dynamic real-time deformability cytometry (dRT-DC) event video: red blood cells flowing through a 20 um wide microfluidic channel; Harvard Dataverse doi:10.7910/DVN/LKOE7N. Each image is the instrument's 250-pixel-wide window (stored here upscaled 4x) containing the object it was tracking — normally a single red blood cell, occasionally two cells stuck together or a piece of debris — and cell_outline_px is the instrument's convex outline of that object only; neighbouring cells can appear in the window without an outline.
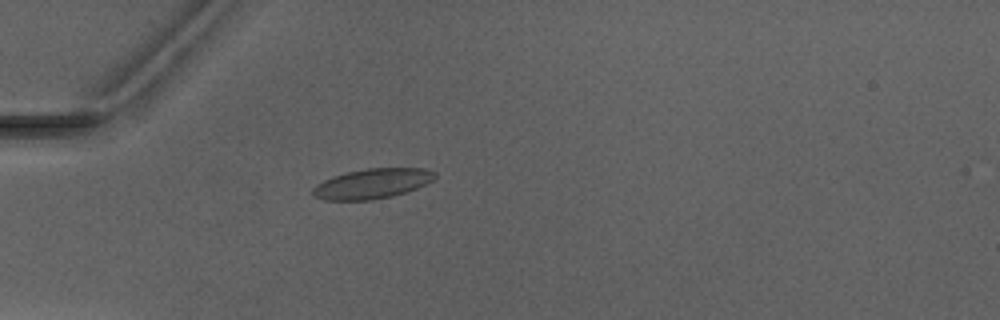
{"species": "Egyptian fruit bat (a non-hibernating species)", "species_latin": "Rousettus aegyptiacus", "temperature_condition": "warm", "stored_images_in_passage": 2, "camera_frame_rate_fps": 3000, "um_per_image_px": 0.085, "animal": {"sex": "male"}, "frame": {"image": 1, "passage_image": 2, "time_ms": 2.0, "image_size_px": [1000, 320], "cell_outline_px": [[436, 176], [432, 180], [408, 192], [392, 196], [372, 200], [324, 200], [316, 196], [312, 192], [312, 188], [316, 184], [332, 176], [348, 172], [368, 168], [424, 168], [436, 172]], "centroid_in_image_um": [31.64, 15.61], "position_along_channel_um": 53.4, "area_um2": 21.27}}